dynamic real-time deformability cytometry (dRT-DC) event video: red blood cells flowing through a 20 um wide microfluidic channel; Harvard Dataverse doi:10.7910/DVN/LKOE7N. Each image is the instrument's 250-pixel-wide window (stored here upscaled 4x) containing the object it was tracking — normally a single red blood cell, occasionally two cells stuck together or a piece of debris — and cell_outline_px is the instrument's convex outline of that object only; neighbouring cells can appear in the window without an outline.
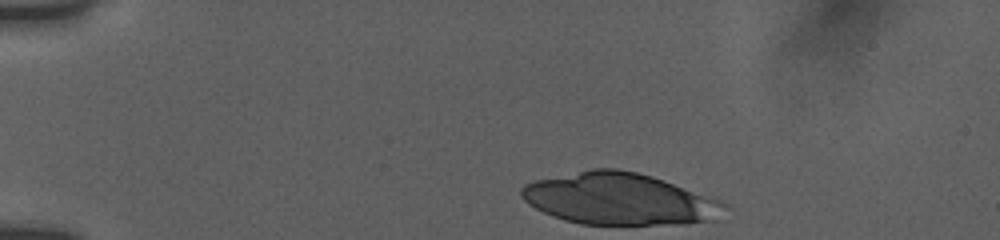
{"species": "human", "species_latin": "Homo sapiens", "temperature_condition": "room temperature", "stored_images_in_passage": 7, "camera_frame_rate_fps": 3000, "um_per_image_px": 0.085, "donor": {"sex": "female"}, "frame": {"image": 1, "passage_image": 1, "time_ms": 0.0, "image_size_px": [1000, 240], "cell_outline_px": [[732, 208], [716, 220], [688, 224], [580, 224], [564, 220], [552, 216], [528, 204], [520, 196], [520, 188], [524, 184], [536, 180], [592, 168], [616, 168], [636, 172], [652, 176], [720, 200], [728, 204]], "centroid_in_image_um": [52.69, 16.92], "position_along_channel_um": 32.3, "area_um2": 61.61}}